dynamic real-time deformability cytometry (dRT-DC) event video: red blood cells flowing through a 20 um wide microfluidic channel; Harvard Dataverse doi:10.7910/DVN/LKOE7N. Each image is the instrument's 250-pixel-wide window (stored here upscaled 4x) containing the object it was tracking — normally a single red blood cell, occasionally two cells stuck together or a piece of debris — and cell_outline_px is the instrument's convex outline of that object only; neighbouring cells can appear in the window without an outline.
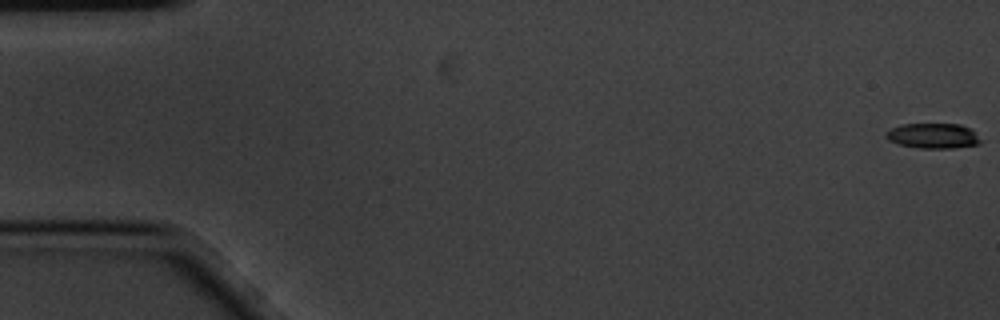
{"species": "common noctule bat (a hibernating species)", "species_latin": "Nyctalus noctula", "temperature_condition": "cold", "stored_images_in_passage": 6, "segment_of_instrument_passage": [1, 2], "camera_frame_rate_fps": 3000, "um_per_image_px": 0.085, "animal": {"sex": "male", "body_mass_g": 20.1, "forearm_length_mm": 53.5}, "frame": {"image": 1, "passage_image": 1, "time_ms": 0.0, "image_size_px": [1000, 320], "cell_outline_px": [[980, 144], [956, 148], [920, 148], [900, 144], [888, 140], [884, 136], [892, 128], [904, 124], [960, 124], [968, 128], [980, 140]], "centroid_in_image_um": [79.3, 11.55], "position_along_channel_um": 5.7, "area_um2": 13.58}}
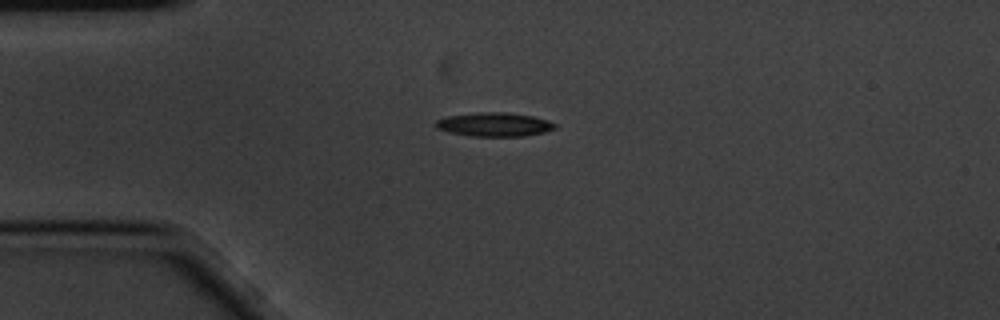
{"frame": {"image": 2, "passage_image": 5, "time_ms": 1.333, "image_size_px": [1000, 320], "cell_outline_px": [[556, 128], [544, 132], [524, 136], [472, 136], [448, 132], [436, 128], [436, 120], [448, 116], [476, 112], [508, 112], [532, 116], [548, 120], [556, 124]], "centroid_in_image_um": [42.02, 10.57], "position_along_channel_um": 43.0, "area_um2": 16.59}}